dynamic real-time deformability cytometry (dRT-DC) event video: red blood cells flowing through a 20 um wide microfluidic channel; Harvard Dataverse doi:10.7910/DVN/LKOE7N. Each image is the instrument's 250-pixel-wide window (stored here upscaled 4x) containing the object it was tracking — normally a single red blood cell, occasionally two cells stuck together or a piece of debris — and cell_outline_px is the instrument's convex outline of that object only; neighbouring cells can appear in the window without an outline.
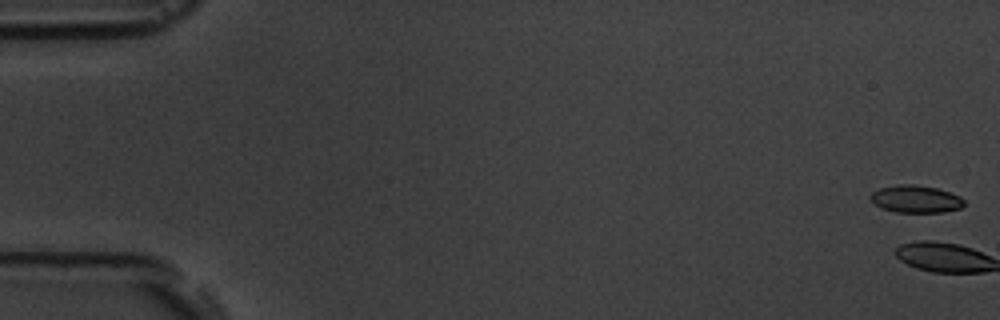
{"species": "common noctule bat (a hibernating species)", "species_latin": "Nyctalus noctula", "temperature_condition": "room temperature", "stored_images_in_passage": 5, "camera_frame_rate_fps": 3000, "um_per_image_px": 0.085, "animal": {"sex": "male", "body_mass_g": 19.5, "forearm_length_mm": 54.6}, "frame": {"image": 1, "passage_image": 1, "time_ms": 0.0, "image_size_px": [1000, 320], "cell_outline_px": [[964, 204], [960, 208], [944, 212], [896, 212], [880, 208], [868, 196], [872, 192], [880, 188], [900, 184], [912, 184], [936, 188], [960, 196], [964, 200]], "centroid_in_image_um": [77.82, 16.92], "position_along_channel_um": 7.2, "area_um2": 14.85}}